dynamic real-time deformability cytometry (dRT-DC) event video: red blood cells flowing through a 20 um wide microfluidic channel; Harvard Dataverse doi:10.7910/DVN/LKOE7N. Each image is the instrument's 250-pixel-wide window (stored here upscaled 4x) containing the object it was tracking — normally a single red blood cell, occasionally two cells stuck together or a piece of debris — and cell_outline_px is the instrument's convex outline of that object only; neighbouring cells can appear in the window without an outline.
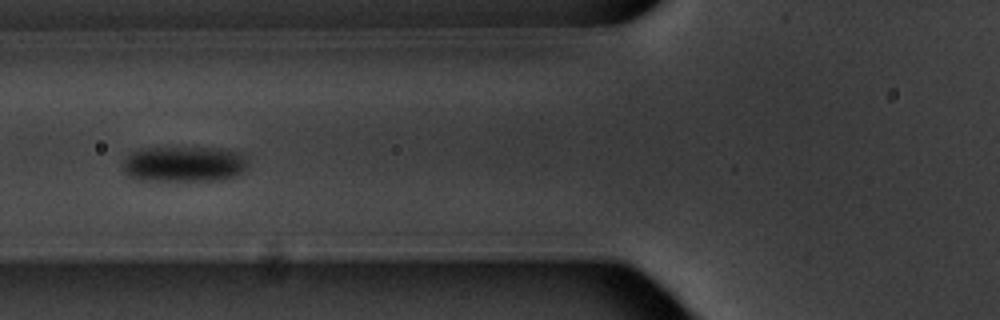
{"species": "common noctule bat (a hibernating species)", "species_latin": "Nyctalus noctula", "temperature_condition": "warm", "stored_images_in_passage": 9, "camera_frame_rate_fps": 3000, "um_per_image_px": 0.085, "animal": {"sex": "male", "body_mass_g": 20.1, "forearm_length_mm": 53.5}, "frame": {"image": 1, "passage_image": 6, "time_ms": 6.0, "image_size_px": [1000, 320], "cell_outline_px": [[248, 164], [244, 172], [220, 180], [136, 180], [128, 176], [124, 172], [124, 160], [132, 152], [140, 148], [224, 148], [244, 152], [248, 156]], "centroid_in_image_um": [15.71, 13.93], "position_along_channel_um": 110.1, "area_um2": 26.3}}
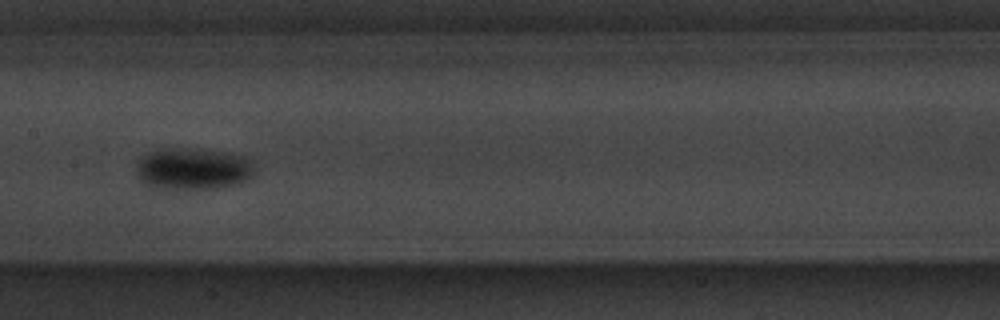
{"frame": {"image": 2, "passage_image": 8, "time_ms": 8.333, "image_size_px": [1000, 320], "cell_outline_px": [[252, 176], [244, 180], [220, 188], [156, 188], [144, 184], [140, 180], [136, 172], [136, 168], [140, 156], [160, 148], [196, 148], [224, 152], [244, 156], [248, 160], [252, 168]], "centroid_in_image_um": [16.31, 14.33], "position_along_channel_um": 191.1, "area_um2": 28.55}}